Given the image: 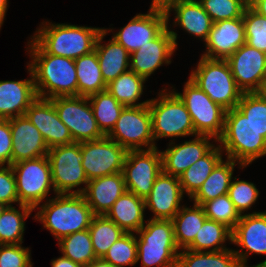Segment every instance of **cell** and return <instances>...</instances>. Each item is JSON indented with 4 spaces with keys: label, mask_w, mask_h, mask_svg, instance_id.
I'll return each mask as SVG.
<instances>
[{
    "label": "cell",
    "mask_w": 266,
    "mask_h": 267,
    "mask_svg": "<svg viewBox=\"0 0 266 267\" xmlns=\"http://www.w3.org/2000/svg\"><path fill=\"white\" fill-rule=\"evenodd\" d=\"M173 1H176V0H152L150 7L165 9Z\"/></svg>",
    "instance_id": "53"
},
{
    "label": "cell",
    "mask_w": 266,
    "mask_h": 267,
    "mask_svg": "<svg viewBox=\"0 0 266 267\" xmlns=\"http://www.w3.org/2000/svg\"><path fill=\"white\" fill-rule=\"evenodd\" d=\"M84 168L88 180L122 172L127 150L108 136L81 142Z\"/></svg>",
    "instance_id": "14"
},
{
    "label": "cell",
    "mask_w": 266,
    "mask_h": 267,
    "mask_svg": "<svg viewBox=\"0 0 266 267\" xmlns=\"http://www.w3.org/2000/svg\"><path fill=\"white\" fill-rule=\"evenodd\" d=\"M219 144L215 145L205 156L198 159L179 177L183 194L189 199L198 191L215 166L223 159Z\"/></svg>",
    "instance_id": "31"
},
{
    "label": "cell",
    "mask_w": 266,
    "mask_h": 267,
    "mask_svg": "<svg viewBox=\"0 0 266 267\" xmlns=\"http://www.w3.org/2000/svg\"><path fill=\"white\" fill-rule=\"evenodd\" d=\"M170 25V27H169ZM171 24L153 40L130 54V70L146 80L164 64H170L177 49V32L170 29Z\"/></svg>",
    "instance_id": "16"
},
{
    "label": "cell",
    "mask_w": 266,
    "mask_h": 267,
    "mask_svg": "<svg viewBox=\"0 0 266 267\" xmlns=\"http://www.w3.org/2000/svg\"><path fill=\"white\" fill-rule=\"evenodd\" d=\"M112 30L104 28L98 35L95 44L102 77L106 84H109L119 75L130 70V54L124 46L117 43L113 38L106 44L102 43L104 37L109 32H113Z\"/></svg>",
    "instance_id": "27"
},
{
    "label": "cell",
    "mask_w": 266,
    "mask_h": 267,
    "mask_svg": "<svg viewBox=\"0 0 266 267\" xmlns=\"http://www.w3.org/2000/svg\"><path fill=\"white\" fill-rule=\"evenodd\" d=\"M85 267H115L110 262L105 261L103 258H96Z\"/></svg>",
    "instance_id": "51"
},
{
    "label": "cell",
    "mask_w": 266,
    "mask_h": 267,
    "mask_svg": "<svg viewBox=\"0 0 266 267\" xmlns=\"http://www.w3.org/2000/svg\"><path fill=\"white\" fill-rule=\"evenodd\" d=\"M243 21L246 44L266 54V18L248 5L243 13Z\"/></svg>",
    "instance_id": "44"
},
{
    "label": "cell",
    "mask_w": 266,
    "mask_h": 267,
    "mask_svg": "<svg viewBox=\"0 0 266 267\" xmlns=\"http://www.w3.org/2000/svg\"><path fill=\"white\" fill-rule=\"evenodd\" d=\"M50 100L74 142L97 140L105 136L98 128L88 97L59 96Z\"/></svg>",
    "instance_id": "12"
},
{
    "label": "cell",
    "mask_w": 266,
    "mask_h": 267,
    "mask_svg": "<svg viewBox=\"0 0 266 267\" xmlns=\"http://www.w3.org/2000/svg\"><path fill=\"white\" fill-rule=\"evenodd\" d=\"M250 267H266V259L256 265L250 266Z\"/></svg>",
    "instance_id": "54"
},
{
    "label": "cell",
    "mask_w": 266,
    "mask_h": 267,
    "mask_svg": "<svg viewBox=\"0 0 266 267\" xmlns=\"http://www.w3.org/2000/svg\"><path fill=\"white\" fill-rule=\"evenodd\" d=\"M8 3H9V0H0V29L4 23L7 9L9 8Z\"/></svg>",
    "instance_id": "52"
},
{
    "label": "cell",
    "mask_w": 266,
    "mask_h": 267,
    "mask_svg": "<svg viewBox=\"0 0 266 267\" xmlns=\"http://www.w3.org/2000/svg\"><path fill=\"white\" fill-rule=\"evenodd\" d=\"M25 115L40 131L49 149L74 143L69 129L59 119L50 99L37 98Z\"/></svg>",
    "instance_id": "19"
},
{
    "label": "cell",
    "mask_w": 266,
    "mask_h": 267,
    "mask_svg": "<svg viewBox=\"0 0 266 267\" xmlns=\"http://www.w3.org/2000/svg\"><path fill=\"white\" fill-rule=\"evenodd\" d=\"M98 128L107 136L115 127L124 105L120 104L107 90L88 96Z\"/></svg>",
    "instance_id": "37"
},
{
    "label": "cell",
    "mask_w": 266,
    "mask_h": 267,
    "mask_svg": "<svg viewBox=\"0 0 266 267\" xmlns=\"http://www.w3.org/2000/svg\"><path fill=\"white\" fill-rule=\"evenodd\" d=\"M245 43L243 16L231 20H220L212 24L209 36L204 42L206 51L201 56L226 60Z\"/></svg>",
    "instance_id": "20"
},
{
    "label": "cell",
    "mask_w": 266,
    "mask_h": 267,
    "mask_svg": "<svg viewBox=\"0 0 266 267\" xmlns=\"http://www.w3.org/2000/svg\"><path fill=\"white\" fill-rule=\"evenodd\" d=\"M189 79L226 111L235 108L243 94L237 86L227 60L201 56Z\"/></svg>",
    "instance_id": "6"
},
{
    "label": "cell",
    "mask_w": 266,
    "mask_h": 267,
    "mask_svg": "<svg viewBox=\"0 0 266 267\" xmlns=\"http://www.w3.org/2000/svg\"><path fill=\"white\" fill-rule=\"evenodd\" d=\"M259 194V190L254 183L238 180L236 177H234V180L232 179L228 189V196L240 215H244V212L256 203Z\"/></svg>",
    "instance_id": "45"
},
{
    "label": "cell",
    "mask_w": 266,
    "mask_h": 267,
    "mask_svg": "<svg viewBox=\"0 0 266 267\" xmlns=\"http://www.w3.org/2000/svg\"><path fill=\"white\" fill-rule=\"evenodd\" d=\"M236 107L266 139V98L260 92L243 93Z\"/></svg>",
    "instance_id": "42"
},
{
    "label": "cell",
    "mask_w": 266,
    "mask_h": 267,
    "mask_svg": "<svg viewBox=\"0 0 266 267\" xmlns=\"http://www.w3.org/2000/svg\"><path fill=\"white\" fill-rule=\"evenodd\" d=\"M244 168L240 163L232 159H223L215 166L208 178L203 182L198 191L190 198V200L198 205H202L211 199L228 194L233 177L235 166Z\"/></svg>",
    "instance_id": "29"
},
{
    "label": "cell",
    "mask_w": 266,
    "mask_h": 267,
    "mask_svg": "<svg viewBox=\"0 0 266 267\" xmlns=\"http://www.w3.org/2000/svg\"><path fill=\"white\" fill-rule=\"evenodd\" d=\"M34 210V219L58 241L72 233L89 228L95 216L82 194H55Z\"/></svg>",
    "instance_id": "2"
},
{
    "label": "cell",
    "mask_w": 266,
    "mask_h": 267,
    "mask_svg": "<svg viewBox=\"0 0 266 267\" xmlns=\"http://www.w3.org/2000/svg\"><path fill=\"white\" fill-rule=\"evenodd\" d=\"M62 256L85 267L96 259L89 229L72 233L61 238L58 243Z\"/></svg>",
    "instance_id": "38"
},
{
    "label": "cell",
    "mask_w": 266,
    "mask_h": 267,
    "mask_svg": "<svg viewBox=\"0 0 266 267\" xmlns=\"http://www.w3.org/2000/svg\"><path fill=\"white\" fill-rule=\"evenodd\" d=\"M232 242V231L224 224L206 219L194 241L186 248L199 252H216L229 249L224 243Z\"/></svg>",
    "instance_id": "34"
},
{
    "label": "cell",
    "mask_w": 266,
    "mask_h": 267,
    "mask_svg": "<svg viewBox=\"0 0 266 267\" xmlns=\"http://www.w3.org/2000/svg\"><path fill=\"white\" fill-rule=\"evenodd\" d=\"M248 5L259 15L266 18V0H249Z\"/></svg>",
    "instance_id": "50"
},
{
    "label": "cell",
    "mask_w": 266,
    "mask_h": 267,
    "mask_svg": "<svg viewBox=\"0 0 266 267\" xmlns=\"http://www.w3.org/2000/svg\"><path fill=\"white\" fill-rule=\"evenodd\" d=\"M146 222L135 233L137 261L141 260L142 267H177L180 250L172 220L150 218Z\"/></svg>",
    "instance_id": "5"
},
{
    "label": "cell",
    "mask_w": 266,
    "mask_h": 267,
    "mask_svg": "<svg viewBox=\"0 0 266 267\" xmlns=\"http://www.w3.org/2000/svg\"><path fill=\"white\" fill-rule=\"evenodd\" d=\"M103 259L115 267L134 266L138 263L135 233L123 234L110 246Z\"/></svg>",
    "instance_id": "41"
},
{
    "label": "cell",
    "mask_w": 266,
    "mask_h": 267,
    "mask_svg": "<svg viewBox=\"0 0 266 267\" xmlns=\"http://www.w3.org/2000/svg\"><path fill=\"white\" fill-rule=\"evenodd\" d=\"M212 22L231 20L243 16L248 0H198Z\"/></svg>",
    "instance_id": "43"
},
{
    "label": "cell",
    "mask_w": 266,
    "mask_h": 267,
    "mask_svg": "<svg viewBox=\"0 0 266 267\" xmlns=\"http://www.w3.org/2000/svg\"><path fill=\"white\" fill-rule=\"evenodd\" d=\"M237 86L243 93L261 92L266 83V54L243 44L227 59Z\"/></svg>",
    "instance_id": "15"
},
{
    "label": "cell",
    "mask_w": 266,
    "mask_h": 267,
    "mask_svg": "<svg viewBox=\"0 0 266 267\" xmlns=\"http://www.w3.org/2000/svg\"><path fill=\"white\" fill-rule=\"evenodd\" d=\"M107 136L127 151L156 148L148 104L124 107L115 127Z\"/></svg>",
    "instance_id": "11"
},
{
    "label": "cell",
    "mask_w": 266,
    "mask_h": 267,
    "mask_svg": "<svg viewBox=\"0 0 266 267\" xmlns=\"http://www.w3.org/2000/svg\"><path fill=\"white\" fill-rule=\"evenodd\" d=\"M0 202L6 206H12V203L20 204L11 165H0Z\"/></svg>",
    "instance_id": "47"
},
{
    "label": "cell",
    "mask_w": 266,
    "mask_h": 267,
    "mask_svg": "<svg viewBox=\"0 0 266 267\" xmlns=\"http://www.w3.org/2000/svg\"><path fill=\"white\" fill-rule=\"evenodd\" d=\"M146 81L144 77L128 70L107 84V91L125 107L147 105L150 99L137 102L143 94Z\"/></svg>",
    "instance_id": "33"
},
{
    "label": "cell",
    "mask_w": 266,
    "mask_h": 267,
    "mask_svg": "<svg viewBox=\"0 0 266 267\" xmlns=\"http://www.w3.org/2000/svg\"><path fill=\"white\" fill-rule=\"evenodd\" d=\"M161 172L162 158L157 147L127 151L122 170L127 191L145 199Z\"/></svg>",
    "instance_id": "13"
},
{
    "label": "cell",
    "mask_w": 266,
    "mask_h": 267,
    "mask_svg": "<svg viewBox=\"0 0 266 267\" xmlns=\"http://www.w3.org/2000/svg\"><path fill=\"white\" fill-rule=\"evenodd\" d=\"M11 155L12 135L10 122L9 119H0V165H11Z\"/></svg>",
    "instance_id": "48"
},
{
    "label": "cell",
    "mask_w": 266,
    "mask_h": 267,
    "mask_svg": "<svg viewBox=\"0 0 266 267\" xmlns=\"http://www.w3.org/2000/svg\"><path fill=\"white\" fill-rule=\"evenodd\" d=\"M47 156L51 165L55 194H82L89 180L81 165V142L50 148ZM83 184L85 187L78 188Z\"/></svg>",
    "instance_id": "9"
},
{
    "label": "cell",
    "mask_w": 266,
    "mask_h": 267,
    "mask_svg": "<svg viewBox=\"0 0 266 267\" xmlns=\"http://www.w3.org/2000/svg\"><path fill=\"white\" fill-rule=\"evenodd\" d=\"M51 265L52 267H83L82 265L62 255L56 259H52Z\"/></svg>",
    "instance_id": "49"
},
{
    "label": "cell",
    "mask_w": 266,
    "mask_h": 267,
    "mask_svg": "<svg viewBox=\"0 0 266 267\" xmlns=\"http://www.w3.org/2000/svg\"><path fill=\"white\" fill-rule=\"evenodd\" d=\"M183 195L179 178L162 171L144 199L145 208L153 212L152 219L172 220L183 206Z\"/></svg>",
    "instance_id": "22"
},
{
    "label": "cell",
    "mask_w": 266,
    "mask_h": 267,
    "mask_svg": "<svg viewBox=\"0 0 266 267\" xmlns=\"http://www.w3.org/2000/svg\"><path fill=\"white\" fill-rule=\"evenodd\" d=\"M104 28L76 26L43 21L31 37L46 53L70 59L95 50L98 35Z\"/></svg>",
    "instance_id": "3"
},
{
    "label": "cell",
    "mask_w": 266,
    "mask_h": 267,
    "mask_svg": "<svg viewBox=\"0 0 266 267\" xmlns=\"http://www.w3.org/2000/svg\"><path fill=\"white\" fill-rule=\"evenodd\" d=\"M12 135L11 165L48 154V146L40 131L26 115L9 119Z\"/></svg>",
    "instance_id": "23"
},
{
    "label": "cell",
    "mask_w": 266,
    "mask_h": 267,
    "mask_svg": "<svg viewBox=\"0 0 266 267\" xmlns=\"http://www.w3.org/2000/svg\"><path fill=\"white\" fill-rule=\"evenodd\" d=\"M126 191L122 172L88 181L82 193L95 215H105Z\"/></svg>",
    "instance_id": "26"
},
{
    "label": "cell",
    "mask_w": 266,
    "mask_h": 267,
    "mask_svg": "<svg viewBox=\"0 0 266 267\" xmlns=\"http://www.w3.org/2000/svg\"><path fill=\"white\" fill-rule=\"evenodd\" d=\"M74 62L78 79V96L88 97L107 90L95 50L76 58Z\"/></svg>",
    "instance_id": "32"
},
{
    "label": "cell",
    "mask_w": 266,
    "mask_h": 267,
    "mask_svg": "<svg viewBox=\"0 0 266 267\" xmlns=\"http://www.w3.org/2000/svg\"><path fill=\"white\" fill-rule=\"evenodd\" d=\"M167 23L164 8L149 7L147 14H137L112 37L132 54L156 38L167 27Z\"/></svg>",
    "instance_id": "17"
},
{
    "label": "cell",
    "mask_w": 266,
    "mask_h": 267,
    "mask_svg": "<svg viewBox=\"0 0 266 267\" xmlns=\"http://www.w3.org/2000/svg\"><path fill=\"white\" fill-rule=\"evenodd\" d=\"M201 206L207 219L224 224L231 231L235 229L241 218L228 194L204 202Z\"/></svg>",
    "instance_id": "40"
},
{
    "label": "cell",
    "mask_w": 266,
    "mask_h": 267,
    "mask_svg": "<svg viewBox=\"0 0 266 267\" xmlns=\"http://www.w3.org/2000/svg\"><path fill=\"white\" fill-rule=\"evenodd\" d=\"M28 63L38 98L78 96V79L74 59L46 53L32 38L28 41Z\"/></svg>",
    "instance_id": "1"
},
{
    "label": "cell",
    "mask_w": 266,
    "mask_h": 267,
    "mask_svg": "<svg viewBox=\"0 0 266 267\" xmlns=\"http://www.w3.org/2000/svg\"><path fill=\"white\" fill-rule=\"evenodd\" d=\"M217 142L228 159L243 167L266 156V139L237 107L226 111L224 131Z\"/></svg>",
    "instance_id": "4"
},
{
    "label": "cell",
    "mask_w": 266,
    "mask_h": 267,
    "mask_svg": "<svg viewBox=\"0 0 266 267\" xmlns=\"http://www.w3.org/2000/svg\"><path fill=\"white\" fill-rule=\"evenodd\" d=\"M158 93V97L150 99L148 106L152 116V134L154 141L161 138L197 136L191 116L184 102L171 89Z\"/></svg>",
    "instance_id": "7"
},
{
    "label": "cell",
    "mask_w": 266,
    "mask_h": 267,
    "mask_svg": "<svg viewBox=\"0 0 266 267\" xmlns=\"http://www.w3.org/2000/svg\"><path fill=\"white\" fill-rule=\"evenodd\" d=\"M174 11L173 27L178 25L191 36L206 41L212 27V20L198 0H176L166 8L167 22L170 23V14Z\"/></svg>",
    "instance_id": "25"
},
{
    "label": "cell",
    "mask_w": 266,
    "mask_h": 267,
    "mask_svg": "<svg viewBox=\"0 0 266 267\" xmlns=\"http://www.w3.org/2000/svg\"><path fill=\"white\" fill-rule=\"evenodd\" d=\"M30 251L22 244H0V267H30Z\"/></svg>",
    "instance_id": "46"
},
{
    "label": "cell",
    "mask_w": 266,
    "mask_h": 267,
    "mask_svg": "<svg viewBox=\"0 0 266 267\" xmlns=\"http://www.w3.org/2000/svg\"><path fill=\"white\" fill-rule=\"evenodd\" d=\"M192 207L183 205L172 218L174 238L179 250L186 249L195 239L197 232L207 219L201 205Z\"/></svg>",
    "instance_id": "30"
},
{
    "label": "cell",
    "mask_w": 266,
    "mask_h": 267,
    "mask_svg": "<svg viewBox=\"0 0 266 267\" xmlns=\"http://www.w3.org/2000/svg\"><path fill=\"white\" fill-rule=\"evenodd\" d=\"M231 243L241 247L234 249V253L242 267H249L247 258L250 254L266 255V211L241 215L232 231Z\"/></svg>",
    "instance_id": "18"
},
{
    "label": "cell",
    "mask_w": 266,
    "mask_h": 267,
    "mask_svg": "<svg viewBox=\"0 0 266 267\" xmlns=\"http://www.w3.org/2000/svg\"><path fill=\"white\" fill-rule=\"evenodd\" d=\"M144 199L129 191H125L105 214L124 232L136 233L146 222Z\"/></svg>",
    "instance_id": "28"
},
{
    "label": "cell",
    "mask_w": 266,
    "mask_h": 267,
    "mask_svg": "<svg viewBox=\"0 0 266 267\" xmlns=\"http://www.w3.org/2000/svg\"><path fill=\"white\" fill-rule=\"evenodd\" d=\"M177 267H242L234 253L229 248L216 252H199L188 249L180 250L177 257Z\"/></svg>",
    "instance_id": "35"
},
{
    "label": "cell",
    "mask_w": 266,
    "mask_h": 267,
    "mask_svg": "<svg viewBox=\"0 0 266 267\" xmlns=\"http://www.w3.org/2000/svg\"><path fill=\"white\" fill-rule=\"evenodd\" d=\"M30 78L0 81V119L25 115L29 106L38 98L33 75L27 65Z\"/></svg>",
    "instance_id": "24"
},
{
    "label": "cell",
    "mask_w": 266,
    "mask_h": 267,
    "mask_svg": "<svg viewBox=\"0 0 266 267\" xmlns=\"http://www.w3.org/2000/svg\"><path fill=\"white\" fill-rule=\"evenodd\" d=\"M88 229L97 258H103L110 246L126 233L105 215H95Z\"/></svg>",
    "instance_id": "39"
},
{
    "label": "cell",
    "mask_w": 266,
    "mask_h": 267,
    "mask_svg": "<svg viewBox=\"0 0 266 267\" xmlns=\"http://www.w3.org/2000/svg\"><path fill=\"white\" fill-rule=\"evenodd\" d=\"M7 206L3 203L0 202V215L3 213V211L5 210Z\"/></svg>",
    "instance_id": "55"
},
{
    "label": "cell",
    "mask_w": 266,
    "mask_h": 267,
    "mask_svg": "<svg viewBox=\"0 0 266 267\" xmlns=\"http://www.w3.org/2000/svg\"><path fill=\"white\" fill-rule=\"evenodd\" d=\"M33 210L30 206L23 204H19V209L13 205L5 208L0 215V244L23 243L25 220Z\"/></svg>",
    "instance_id": "36"
},
{
    "label": "cell",
    "mask_w": 266,
    "mask_h": 267,
    "mask_svg": "<svg viewBox=\"0 0 266 267\" xmlns=\"http://www.w3.org/2000/svg\"><path fill=\"white\" fill-rule=\"evenodd\" d=\"M260 93L266 98V83L264 84L263 89Z\"/></svg>",
    "instance_id": "56"
},
{
    "label": "cell",
    "mask_w": 266,
    "mask_h": 267,
    "mask_svg": "<svg viewBox=\"0 0 266 267\" xmlns=\"http://www.w3.org/2000/svg\"><path fill=\"white\" fill-rule=\"evenodd\" d=\"M16 180L20 204L35 209L43 200H48L50 190L55 194L52 183L51 165L48 156L28 159L11 165Z\"/></svg>",
    "instance_id": "8"
},
{
    "label": "cell",
    "mask_w": 266,
    "mask_h": 267,
    "mask_svg": "<svg viewBox=\"0 0 266 267\" xmlns=\"http://www.w3.org/2000/svg\"><path fill=\"white\" fill-rule=\"evenodd\" d=\"M183 93L172 90L184 102L197 135L213 137L215 143L224 131L226 110L212 101L206 93L197 87L189 78L184 83Z\"/></svg>",
    "instance_id": "10"
},
{
    "label": "cell",
    "mask_w": 266,
    "mask_h": 267,
    "mask_svg": "<svg viewBox=\"0 0 266 267\" xmlns=\"http://www.w3.org/2000/svg\"><path fill=\"white\" fill-rule=\"evenodd\" d=\"M213 137L197 135L194 139L184 143L169 142L168 148L160 151L162 171L175 177L193 165L198 159L205 156L215 145L210 142Z\"/></svg>",
    "instance_id": "21"
}]
</instances>
